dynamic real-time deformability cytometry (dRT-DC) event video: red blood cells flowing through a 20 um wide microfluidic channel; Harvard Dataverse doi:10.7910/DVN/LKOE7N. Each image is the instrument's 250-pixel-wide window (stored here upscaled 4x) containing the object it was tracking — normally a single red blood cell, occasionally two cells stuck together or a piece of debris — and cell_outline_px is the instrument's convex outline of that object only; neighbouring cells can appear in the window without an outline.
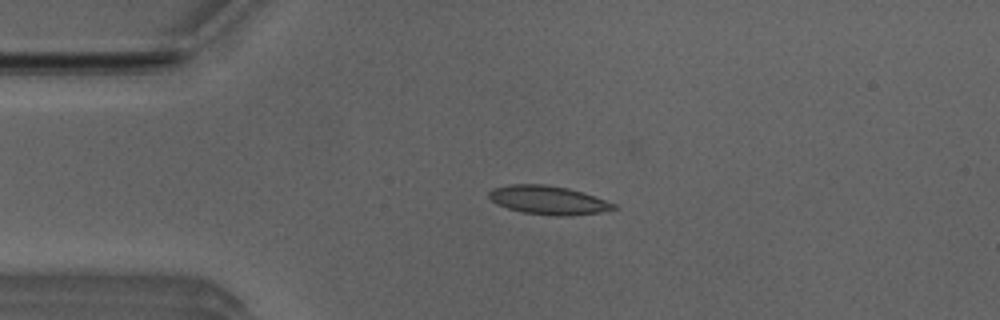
{"species": "Egyptian fruit bat (a non-hibernating species)", "species_latin": "Rousettus aegyptiacus", "temperature_condition": "room temperature", "stored_images_in_passage": 43, "camera_frame_rate_fps": 3000, "um_per_image_px": 0.085, "animal": {"sex": "male"}, "frame": {"image": 1, "passage_image": 3, "time_ms": 0.667, "image_size_px": [1000, 320], "cell_outline_px": [[620, 208], [600, 212], [564, 216], [556, 216], [520, 212], [496, 204], [488, 196], [488, 192], [492, 188], [512, 184], [544, 184], [568, 188], [616, 204]], "centroid_in_image_um": [46.57, 17.01], "position_along_channel_um": 38.4, "area_um2": 20.69}}
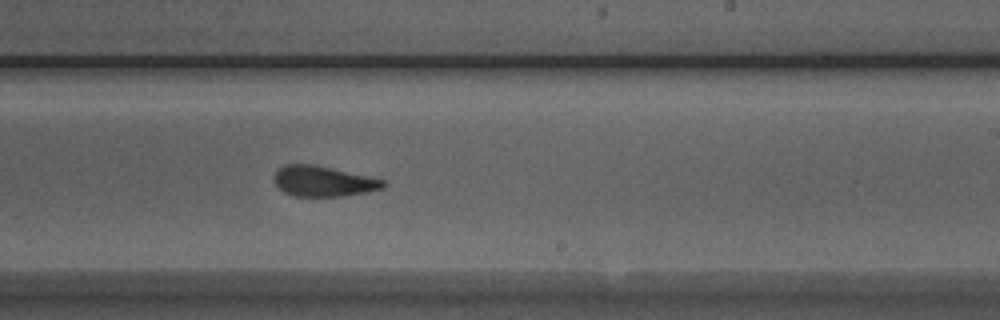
{"frame": {"image": 2, "passage_image": 22, "time_ms": 7.0, "image_size_px": [1000, 320], "cell_outline_px": [[388, 184], [384, 188], [344, 196], [296, 196], [284, 192], [272, 180], [272, 176], [284, 164], [312, 164], [332, 168], [384, 180]], "centroid_in_image_um": [27.46, 15.4], "position_along_channel_um": 261.5, "area_um2": 19.25}}
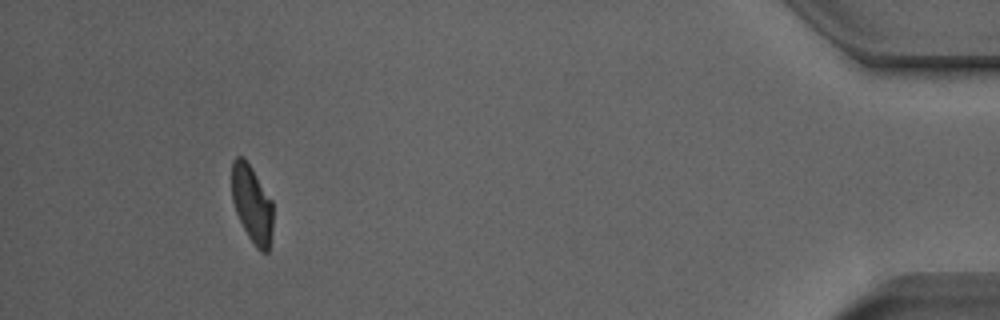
{"frame": {"image": 3, "passage_image": 39, "time_ms": 12.667, "image_size_px": [1000, 320], "cell_outline_px": [[272, 232], [268, 252], [260, 252], [256, 248], [248, 236], [236, 212], [232, 200], [232, 160], [236, 156], [244, 156], [272, 200]], "centroid_in_image_um": [21.41, 17.33], "position_along_channel_um": 413.8, "area_um2": 18.55}, "authors_computed_cell_mechanics": {"area_um2": 20.0566, "velocity_mm_per_s": 3.9484, "shape_relaxation_time_tau1_ms": 4.0308, "shape_relaxation_time_tau2_ms": 1.3779, "deformation_change_tau1": 0.1641, "deformation_change_tau2": 0.0953}}